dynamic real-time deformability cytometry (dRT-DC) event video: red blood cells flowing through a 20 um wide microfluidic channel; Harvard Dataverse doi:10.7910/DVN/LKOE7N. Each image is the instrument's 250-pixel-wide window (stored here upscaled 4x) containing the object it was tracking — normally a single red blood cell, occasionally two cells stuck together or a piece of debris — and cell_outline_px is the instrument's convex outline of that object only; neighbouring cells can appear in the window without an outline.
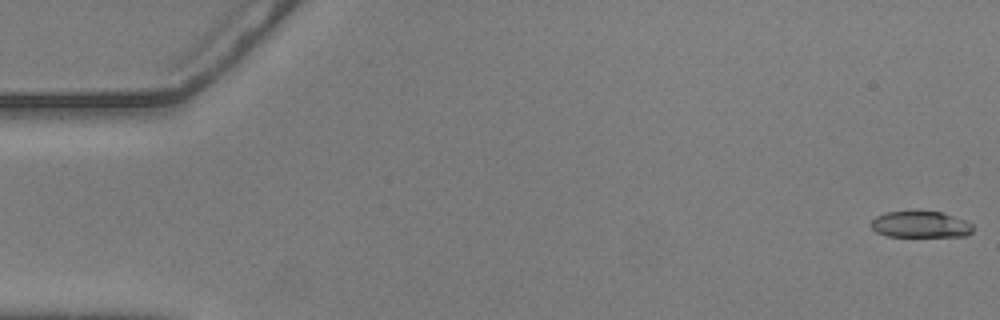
{"species": "common noctule bat (a hibernating species)", "species_latin": "Nyctalus noctula", "temperature_condition": "warm", "stored_images_in_passage": 11, "camera_frame_rate_fps": 3000, "um_per_image_px": 0.085, "animal": {"sex": "male", "body_mass_g": 20.5, "forearm_length_mm": 52.5}, "frame": {"image": 1, "passage_image": 1, "time_ms": 0.0, "image_size_px": [1000, 320], "cell_outline_px": [[972, 232], [968, 236], [888, 236], [876, 232], [872, 228], [872, 220], [876, 216], [884, 212], [940, 212], [964, 220], [972, 224]], "centroid_in_image_um": [78.24, 19.09], "position_along_channel_um": 6.8, "area_um2": 15.37}}